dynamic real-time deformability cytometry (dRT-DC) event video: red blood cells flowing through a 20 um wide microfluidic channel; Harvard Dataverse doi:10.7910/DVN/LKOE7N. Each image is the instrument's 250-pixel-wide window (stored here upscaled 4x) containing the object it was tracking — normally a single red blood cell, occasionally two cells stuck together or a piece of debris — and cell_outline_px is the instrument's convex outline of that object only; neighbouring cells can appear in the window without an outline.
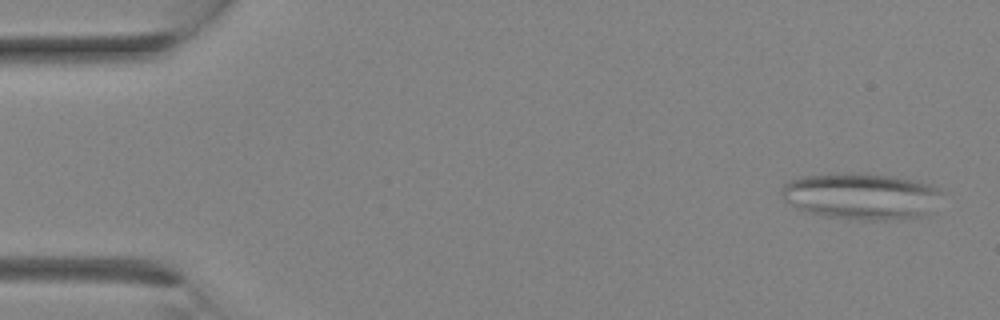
{"species": "Egyptian fruit bat (a non-hibernating species)", "species_latin": "Rousettus aegyptiacus", "temperature_condition": "room temperature", "stored_images_in_passage": 7, "camera_frame_rate_fps": 3000, "um_per_image_px": 0.085, "animal": {"sex": "female"}, "frame": {"image": 1, "passage_image": 1, "time_ms": 0.0, "image_size_px": [1000, 320], "cell_outline_px": [[940, 192], [928, 212], [924, 216], [884, 220], [860, 220], [824, 216], [808, 212], [796, 208], [784, 200], [780, 192], [784, 184], [800, 176], [856, 172], [868, 172], [916, 180], [932, 184]], "centroid_in_image_um": [73.14, 16.66], "position_along_channel_um": 11.9, "area_um2": 43.35}}